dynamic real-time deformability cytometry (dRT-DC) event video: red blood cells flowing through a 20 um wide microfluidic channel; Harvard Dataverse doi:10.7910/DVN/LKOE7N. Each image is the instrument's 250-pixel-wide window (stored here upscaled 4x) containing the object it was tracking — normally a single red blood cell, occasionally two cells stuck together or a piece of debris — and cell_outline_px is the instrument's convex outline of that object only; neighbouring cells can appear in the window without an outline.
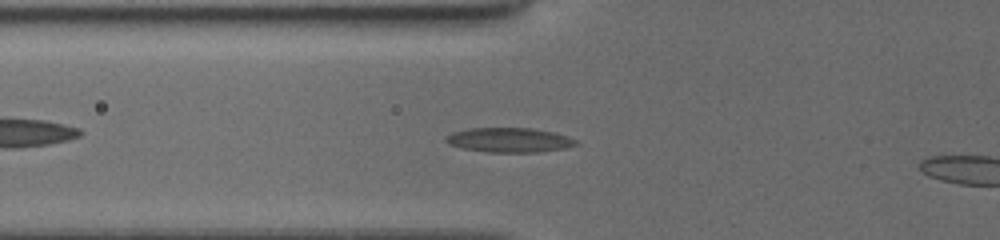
{"species": "common noctule bat (a hibernating species)", "species_latin": "Nyctalus noctula", "temperature_condition": "cold", "stored_images_in_passage": 44, "camera_frame_rate_fps": 3000, "um_per_image_px": 0.085, "animal": {"sex": "female", "body_mass_g": 19.5, "forearm_length_mm": 54.1}, "frame": {"image": 1, "passage_image": 16, "time_ms": 5.0, "image_size_px": [1000, 240], "cell_outline_px": [[580, 144], [564, 148], [536, 152], [488, 152], [460, 148], [448, 144], [444, 140], [444, 136], [452, 132], [468, 128], [532, 128], [552, 132], [568, 136], [576, 140]], "centroid_in_image_um": [43.24, 11.9], "position_along_channel_um": 82.6, "area_um2": 18.73}}
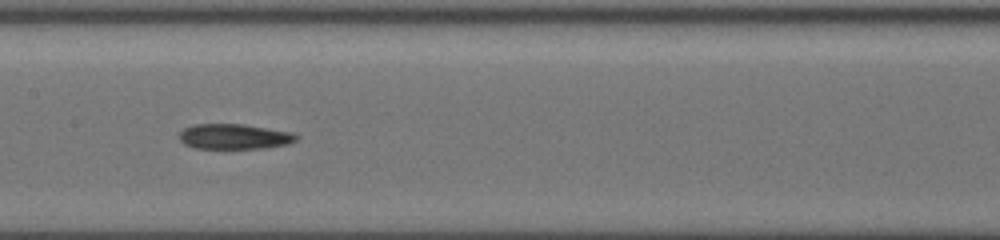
{"frame": {"image": 2, "passage_image": 24, "time_ms": 7.667, "image_size_px": [1000, 240], "cell_outline_px": [[300, 136], [296, 140], [288, 144], [264, 148], [196, 148], [184, 144], [176, 136], [184, 128], [192, 124], [244, 124], [292, 132]], "centroid_in_image_um": [19.89, 11.6], "position_along_channel_um": 187.5, "area_um2": 17.34}}
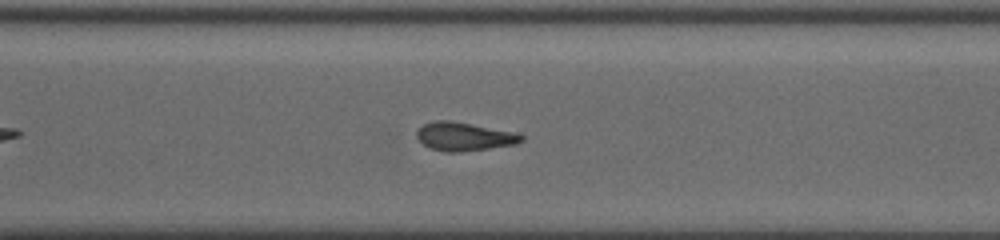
{"frame": {"image": 3, "passage_image": 35, "time_ms": 11.333, "image_size_px": [1000, 240], "cell_outline_px": [[524, 140], [516, 144], [460, 152], [444, 152], [428, 148], [416, 136], [416, 132], [424, 124], [436, 120], [448, 120], [472, 124], [516, 132], [524, 136]], "centroid_in_image_um": [39.46, 11.61], "position_along_channel_um": 331.1, "area_um2": 17.34}}